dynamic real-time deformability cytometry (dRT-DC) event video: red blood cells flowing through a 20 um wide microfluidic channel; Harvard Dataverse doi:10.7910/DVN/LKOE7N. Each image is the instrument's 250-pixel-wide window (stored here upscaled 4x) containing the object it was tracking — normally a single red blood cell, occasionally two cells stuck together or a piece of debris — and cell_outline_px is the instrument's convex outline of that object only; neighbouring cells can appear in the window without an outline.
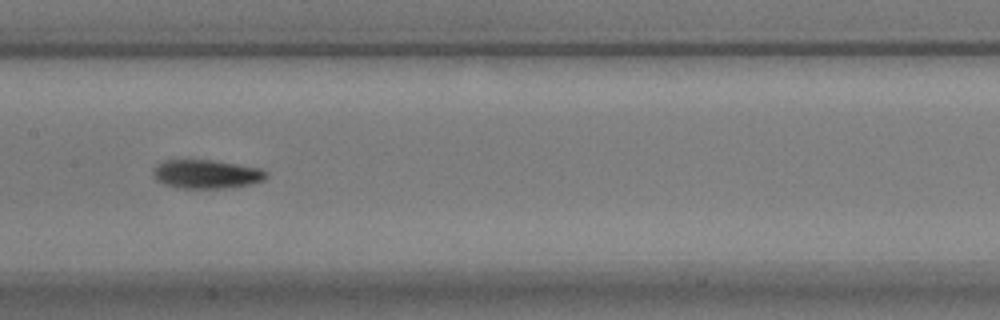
{"species": "common noctule bat (a hibernating species)", "species_latin": "Nyctalus noctula", "temperature_condition": "warm", "stored_images_in_passage": 18, "camera_frame_rate_fps": 3000, "um_per_image_px": 0.085, "animal": {"sex": "male", "body_mass_g": 17.9}, "frame": {"image": 1, "passage_image": 13, "time_ms": 4.0, "image_size_px": [1000, 320], "cell_outline_px": [[268, 176], [264, 180], [252, 184], [224, 188], [180, 188], [164, 184], [156, 180], [152, 172], [156, 164], [164, 160], [212, 160], [260, 168], [268, 172]], "centroid_in_image_um": [17.55, 14.8], "position_along_channel_um": 189.9, "area_um2": 19.02}}
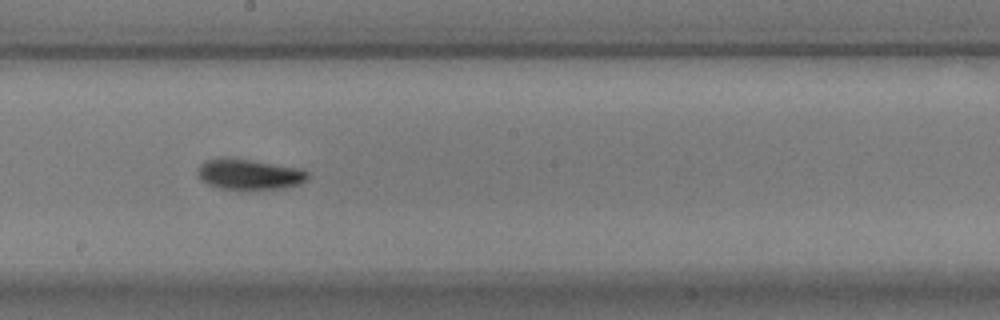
{"frame": {"image": 2, "passage_image": 16, "time_ms": 5.0, "image_size_px": [1000, 320], "cell_outline_px": [[308, 180], [300, 184], [288, 188], [220, 188], [208, 184], [200, 180], [196, 172], [196, 168], [200, 164], [208, 160], [224, 156], [252, 160], [304, 168], [308, 172]], "centroid_in_image_um": [21.2, 14.78], "position_along_channel_um": 227.0, "area_um2": 19.83}}